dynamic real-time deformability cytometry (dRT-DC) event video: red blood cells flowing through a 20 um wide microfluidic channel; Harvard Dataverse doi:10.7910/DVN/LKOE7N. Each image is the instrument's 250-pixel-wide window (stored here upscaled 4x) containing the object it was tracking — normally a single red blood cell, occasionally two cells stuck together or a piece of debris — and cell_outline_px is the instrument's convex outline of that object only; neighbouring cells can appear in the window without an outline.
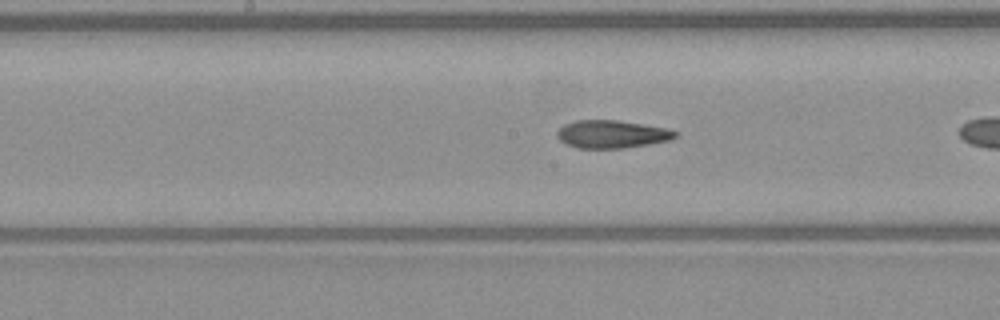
{"species": "common noctule bat (a hibernating species)", "species_latin": "Nyctalus noctula", "temperature_condition": "warm", "stored_images_in_passage": 15, "camera_frame_rate_fps": 3000, "um_per_image_px": 0.085, "animal": {"sex": "male", "body_mass_g": 23.1, "forearm_length_mm": 52.7}, "frame": {"image": 1, "passage_image": 13, "time_ms": 4.0, "image_size_px": [1000, 320], "cell_outline_px": [[680, 132], [672, 140], [624, 148], [576, 148], [560, 140], [556, 136], [556, 132], [564, 124], [576, 120], [616, 120], [668, 128]], "centroid_in_image_um": [52.03, 11.4], "position_along_channel_um": 196.2, "area_um2": 19.25}}